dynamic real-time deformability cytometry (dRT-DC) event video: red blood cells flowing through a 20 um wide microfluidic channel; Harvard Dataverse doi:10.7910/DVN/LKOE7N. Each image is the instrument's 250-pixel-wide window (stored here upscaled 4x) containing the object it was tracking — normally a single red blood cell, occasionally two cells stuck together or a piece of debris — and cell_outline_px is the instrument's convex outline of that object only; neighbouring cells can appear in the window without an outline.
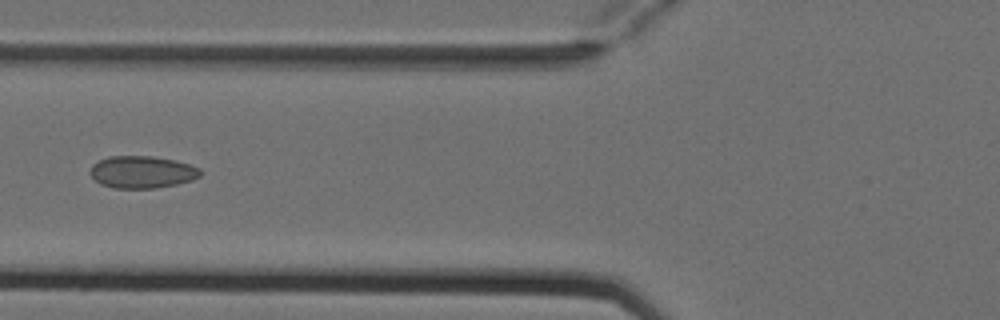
{"species": "Egyptian fruit bat (a non-hibernating species)", "species_latin": "Rousettus aegyptiacus", "temperature_condition": "cold", "stored_images_in_passage": 7, "camera_frame_rate_fps": 3000, "um_per_image_px": 0.085, "animal": {"sex": "female"}, "frame": {"image": 1, "passage_image": 6, "time_ms": 1.667, "image_size_px": [1000, 320], "cell_outline_px": [[200, 176], [192, 180], [176, 184], [156, 188], [112, 188], [100, 184], [88, 172], [92, 164], [108, 156], [152, 156], [176, 160], [200, 168]], "centroid_in_image_um": [12.05, 14.62], "position_along_channel_um": 113.7, "area_um2": 20.75}}
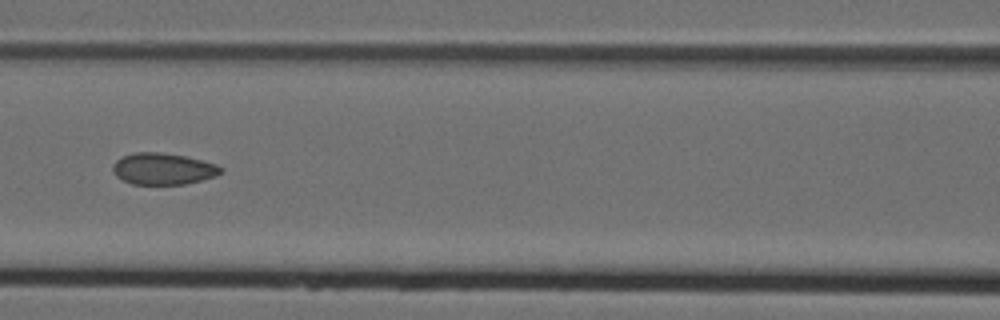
{"frame": {"image": 2, "passage_image": 7, "time_ms": 2.0, "image_size_px": [1000, 320], "cell_outline_px": [[224, 172], [216, 176], [184, 184], [132, 184], [116, 176], [112, 172], [112, 164], [116, 160], [124, 156], [136, 152], [160, 152], [184, 156], [216, 164], [224, 168]], "centroid_in_image_um": [13.86, 14.35], "position_along_channel_um": 152.7, "area_um2": 19.83}}